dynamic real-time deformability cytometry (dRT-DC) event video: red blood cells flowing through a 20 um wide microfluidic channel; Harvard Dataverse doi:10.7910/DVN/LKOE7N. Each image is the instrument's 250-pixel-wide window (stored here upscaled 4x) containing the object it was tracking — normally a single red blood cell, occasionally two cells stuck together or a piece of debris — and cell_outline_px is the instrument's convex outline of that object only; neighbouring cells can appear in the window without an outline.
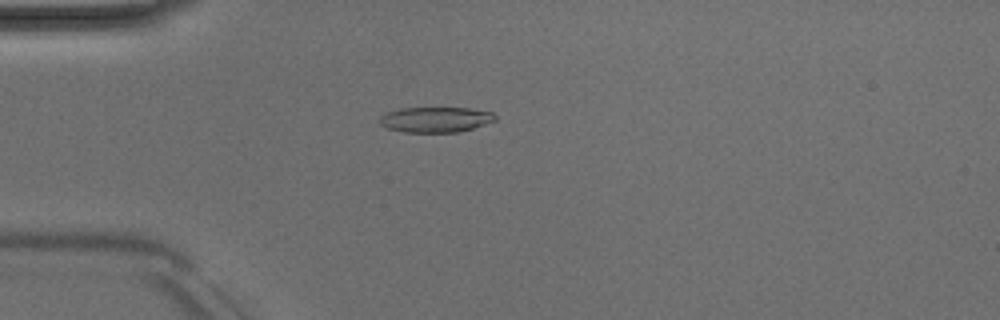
{"species": "Egyptian fruit bat (a non-hibernating species)", "species_latin": "Rousettus aegyptiacus", "temperature_condition": "room temperature", "stored_images_in_passage": 51, "camera_frame_rate_fps": 3000, "um_per_image_px": 0.085, "animal": {"sex": "male"}, "frame": {"image": 1, "passage_image": 14, "time_ms": 4.333, "image_size_px": [1000, 320], "cell_outline_px": [[496, 120], [472, 128], [456, 132], [404, 132], [388, 128], [380, 124], [376, 120], [380, 116], [388, 112], [400, 108], [472, 108], [492, 112], [496, 116]], "centroid_in_image_um": [36.99, 10.15], "position_along_channel_um": 48.0, "area_um2": 17.05}}
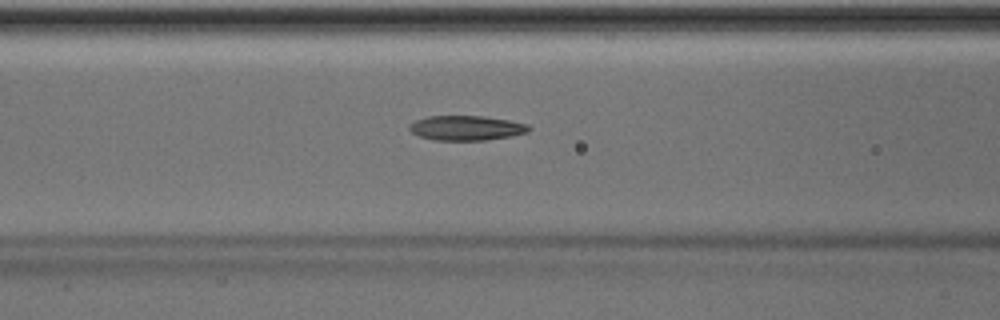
{"frame": {"image": 2, "passage_image": 21, "time_ms": 6.667, "image_size_px": [1000, 320], "cell_outline_px": [[532, 128], [528, 132], [512, 136], [484, 140], [432, 140], [420, 136], [412, 132], [408, 128], [416, 120], [428, 116], [484, 116], [508, 120], [528, 124]], "centroid_in_image_um": [39.67, 10.88], "position_along_channel_um": 126.9, "area_um2": 17.17}}
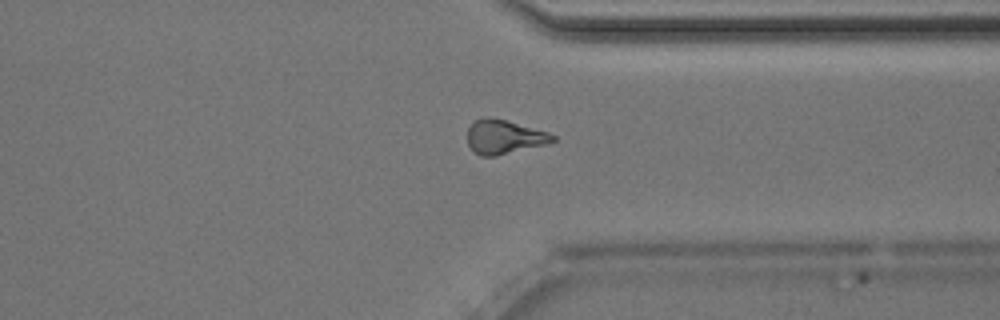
{"frame": {"image": 3, "passage_image": 39, "time_ms": 12.667, "image_size_px": [1000, 320], "cell_outline_px": [[556, 140], [552, 144], [496, 156], [480, 156], [472, 152], [468, 144], [468, 128], [476, 120], [484, 116], [488, 116], [504, 120], [548, 132], [556, 136]], "centroid_in_image_um": [42.88, 11.66], "position_along_channel_um": 368.5, "area_um2": 17.22}, "authors_computed_cell_mechanics": {"area_um2": 17.2822, "velocity_mm_per_s": 4.0308, "shape_relaxation_time_tau1_ms": 6.4335, "shape_relaxation_time_tau2_ms": 4.2968, "deformation_change_tau1": 0.1673, "deformation_change_tau2": 0.1306}}